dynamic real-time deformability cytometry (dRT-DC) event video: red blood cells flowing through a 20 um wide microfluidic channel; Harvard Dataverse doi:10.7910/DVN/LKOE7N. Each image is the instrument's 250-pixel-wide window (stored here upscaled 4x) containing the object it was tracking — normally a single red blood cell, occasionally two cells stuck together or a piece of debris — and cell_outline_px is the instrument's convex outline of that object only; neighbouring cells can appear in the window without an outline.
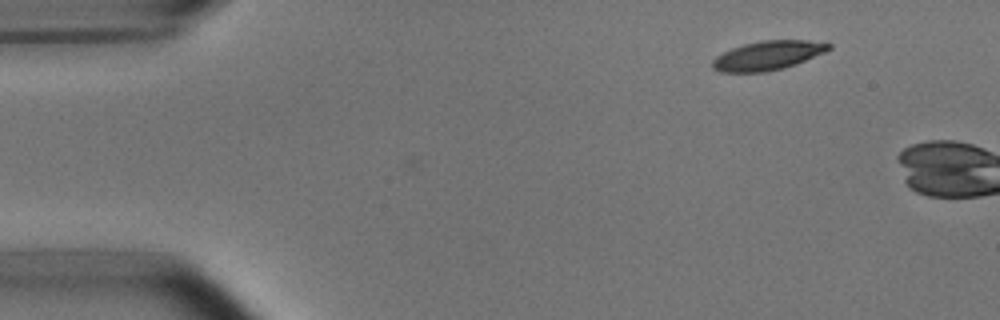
{"species": "common noctule bat (a hibernating species)", "species_latin": "Nyctalus noctula", "temperature_condition": "room temperature", "stored_images_in_passage": 3, "camera_frame_rate_fps": 3000, "um_per_image_px": 0.085, "animal": {"sex": "male", "body_mass_g": 15.6}, "frame": {"image": 1, "passage_image": 1, "time_ms": 0.0, "image_size_px": [1000, 320], "cell_outline_px": [[832, 48], [824, 52], [796, 64], [784, 68], [764, 72], [720, 72], [712, 68], [712, 60], [716, 56], [732, 48], [744, 44], [760, 40], [804, 40], [832, 44]], "centroid_in_image_um": [65.24, 4.72], "position_along_channel_um": 19.8, "area_um2": 19.65}}